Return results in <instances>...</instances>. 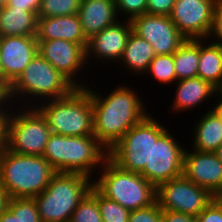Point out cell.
<instances>
[{
	"mask_svg": "<svg viewBox=\"0 0 222 222\" xmlns=\"http://www.w3.org/2000/svg\"><path fill=\"white\" fill-rule=\"evenodd\" d=\"M97 203L103 222H129L130 211L97 189Z\"/></svg>",
	"mask_w": 222,
	"mask_h": 222,
	"instance_id": "obj_29",
	"label": "cell"
},
{
	"mask_svg": "<svg viewBox=\"0 0 222 222\" xmlns=\"http://www.w3.org/2000/svg\"><path fill=\"white\" fill-rule=\"evenodd\" d=\"M196 222H222V197H215L196 217Z\"/></svg>",
	"mask_w": 222,
	"mask_h": 222,
	"instance_id": "obj_33",
	"label": "cell"
},
{
	"mask_svg": "<svg viewBox=\"0 0 222 222\" xmlns=\"http://www.w3.org/2000/svg\"><path fill=\"white\" fill-rule=\"evenodd\" d=\"M85 89L93 104V135L108 151L149 114L139 93L125 83H120L106 96L92 86Z\"/></svg>",
	"mask_w": 222,
	"mask_h": 222,
	"instance_id": "obj_1",
	"label": "cell"
},
{
	"mask_svg": "<svg viewBox=\"0 0 222 222\" xmlns=\"http://www.w3.org/2000/svg\"><path fill=\"white\" fill-rule=\"evenodd\" d=\"M75 88L50 62L37 53L23 73L11 84L6 95L13 106L16 104L20 107H34L38 101L40 103L65 97Z\"/></svg>",
	"mask_w": 222,
	"mask_h": 222,
	"instance_id": "obj_4",
	"label": "cell"
},
{
	"mask_svg": "<svg viewBox=\"0 0 222 222\" xmlns=\"http://www.w3.org/2000/svg\"><path fill=\"white\" fill-rule=\"evenodd\" d=\"M37 53L36 37H0V64L5 78L12 84Z\"/></svg>",
	"mask_w": 222,
	"mask_h": 222,
	"instance_id": "obj_17",
	"label": "cell"
},
{
	"mask_svg": "<svg viewBox=\"0 0 222 222\" xmlns=\"http://www.w3.org/2000/svg\"><path fill=\"white\" fill-rule=\"evenodd\" d=\"M0 222H20V220L7 208L0 216Z\"/></svg>",
	"mask_w": 222,
	"mask_h": 222,
	"instance_id": "obj_41",
	"label": "cell"
},
{
	"mask_svg": "<svg viewBox=\"0 0 222 222\" xmlns=\"http://www.w3.org/2000/svg\"><path fill=\"white\" fill-rule=\"evenodd\" d=\"M214 97L218 100L216 99L215 102L217 103L214 102V105H212L210 109L213 110L216 115L222 120V89L217 90Z\"/></svg>",
	"mask_w": 222,
	"mask_h": 222,
	"instance_id": "obj_39",
	"label": "cell"
},
{
	"mask_svg": "<svg viewBox=\"0 0 222 222\" xmlns=\"http://www.w3.org/2000/svg\"><path fill=\"white\" fill-rule=\"evenodd\" d=\"M37 42L38 53L76 88L88 86L87 80L80 78H83V71L89 68L86 62V50L81 45L63 39L37 40Z\"/></svg>",
	"mask_w": 222,
	"mask_h": 222,
	"instance_id": "obj_12",
	"label": "cell"
},
{
	"mask_svg": "<svg viewBox=\"0 0 222 222\" xmlns=\"http://www.w3.org/2000/svg\"><path fill=\"white\" fill-rule=\"evenodd\" d=\"M208 39L222 45V0L217 1L214 13L213 27Z\"/></svg>",
	"mask_w": 222,
	"mask_h": 222,
	"instance_id": "obj_36",
	"label": "cell"
},
{
	"mask_svg": "<svg viewBox=\"0 0 222 222\" xmlns=\"http://www.w3.org/2000/svg\"><path fill=\"white\" fill-rule=\"evenodd\" d=\"M174 88L173 102L171 103L172 112H186L198 108L201 104L215 96L218 90L210 82L202 80L200 77L186 78L176 81Z\"/></svg>",
	"mask_w": 222,
	"mask_h": 222,
	"instance_id": "obj_19",
	"label": "cell"
},
{
	"mask_svg": "<svg viewBox=\"0 0 222 222\" xmlns=\"http://www.w3.org/2000/svg\"><path fill=\"white\" fill-rule=\"evenodd\" d=\"M155 56L152 45L132 31L118 65H121L123 70L131 72L132 75L140 76L147 72L150 62Z\"/></svg>",
	"mask_w": 222,
	"mask_h": 222,
	"instance_id": "obj_22",
	"label": "cell"
},
{
	"mask_svg": "<svg viewBox=\"0 0 222 222\" xmlns=\"http://www.w3.org/2000/svg\"><path fill=\"white\" fill-rule=\"evenodd\" d=\"M5 93L0 89V98L4 95Z\"/></svg>",
	"mask_w": 222,
	"mask_h": 222,
	"instance_id": "obj_45",
	"label": "cell"
},
{
	"mask_svg": "<svg viewBox=\"0 0 222 222\" xmlns=\"http://www.w3.org/2000/svg\"><path fill=\"white\" fill-rule=\"evenodd\" d=\"M97 177L93 180V185L104 196L129 211L148 207L157 201L154 185L140 173L122 169L109 157Z\"/></svg>",
	"mask_w": 222,
	"mask_h": 222,
	"instance_id": "obj_6",
	"label": "cell"
},
{
	"mask_svg": "<svg viewBox=\"0 0 222 222\" xmlns=\"http://www.w3.org/2000/svg\"><path fill=\"white\" fill-rule=\"evenodd\" d=\"M9 0H0V9H2L3 7H5L7 5Z\"/></svg>",
	"mask_w": 222,
	"mask_h": 222,
	"instance_id": "obj_44",
	"label": "cell"
},
{
	"mask_svg": "<svg viewBox=\"0 0 222 222\" xmlns=\"http://www.w3.org/2000/svg\"><path fill=\"white\" fill-rule=\"evenodd\" d=\"M131 32L132 25L130 20L119 19L114 24L92 36L88 40L86 47L87 65H94L89 63L93 59H96L94 61L96 66L99 65V62L101 64L104 63L105 66L107 65L105 63L114 64L115 62V65L118 64Z\"/></svg>",
	"mask_w": 222,
	"mask_h": 222,
	"instance_id": "obj_15",
	"label": "cell"
},
{
	"mask_svg": "<svg viewBox=\"0 0 222 222\" xmlns=\"http://www.w3.org/2000/svg\"><path fill=\"white\" fill-rule=\"evenodd\" d=\"M192 126L191 148L201 152H214L222 144V120L209 108ZM197 124V125H196ZM194 127V128H193Z\"/></svg>",
	"mask_w": 222,
	"mask_h": 222,
	"instance_id": "obj_21",
	"label": "cell"
},
{
	"mask_svg": "<svg viewBox=\"0 0 222 222\" xmlns=\"http://www.w3.org/2000/svg\"><path fill=\"white\" fill-rule=\"evenodd\" d=\"M7 208L15 217H18L20 222H41L33 198H10Z\"/></svg>",
	"mask_w": 222,
	"mask_h": 222,
	"instance_id": "obj_30",
	"label": "cell"
},
{
	"mask_svg": "<svg viewBox=\"0 0 222 222\" xmlns=\"http://www.w3.org/2000/svg\"><path fill=\"white\" fill-rule=\"evenodd\" d=\"M42 156L56 172L80 173L93 178L108 158V150L94 135L63 136L52 133ZM92 173H96L95 176Z\"/></svg>",
	"mask_w": 222,
	"mask_h": 222,
	"instance_id": "obj_2",
	"label": "cell"
},
{
	"mask_svg": "<svg viewBox=\"0 0 222 222\" xmlns=\"http://www.w3.org/2000/svg\"><path fill=\"white\" fill-rule=\"evenodd\" d=\"M218 159L222 162V144L214 151Z\"/></svg>",
	"mask_w": 222,
	"mask_h": 222,
	"instance_id": "obj_43",
	"label": "cell"
},
{
	"mask_svg": "<svg viewBox=\"0 0 222 222\" xmlns=\"http://www.w3.org/2000/svg\"><path fill=\"white\" fill-rule=\"evenodd\" d=\"M132 31L147 40L156 55L174 54L186 40L169 16L145 13L130 20Z\"/></svg>",
	"mask_w": 222,
	"mask_h": 222,
	"instance_id": "obj_14",
	"label": "cell"
},
{
	"mask_svg": "<svg viewBox=\"0 0 222 222\" xmlns=\"http://www.w3.org/2000/svg\"><path fill=\"white\" fill-rule=\"evenodd\" d=\"M37 40L63 39L81 45L88 44L78 14L70 16L38 17Z\"/></svg>",
	"mask_w": 222,
	"mask_h": 222,
	"instance_id": "obj_18",
	"label": "cell"
},
{
	"mask_svg": "<svg viewBox=\"0 0 222 222\" xmlns=\"http://www.w3.org/2000/svg\"><path fill=\"white\" fill-rule=\"evenodd\" d=\"M93 180L85 174L57 172L47 188L33 198L41 222H70L72 213L92 188Z\"/></svg>",
	"mask_w": 222,
	"mask_h": 222,
	"instance_id": "obj_7",
	"label": "cell"
},
{
	"mask_svg": "<svg viewBox=\"0 0 222 222\" xmlns=\"http://www.w3.org/2000/svg\"><path fill=\"white\" fill-rule=\"evenodd\" d=\"M14 106L6 123L4 147L22 155L42 156L52 134L45 118L35 107Z\"/></svg>",
	"mask_w": 222,
	"mask_h": 222,
	"instance_id": "obj_8",
	"label": "cell"
},
{
	"mask_svg": "<svg viewBox=\"0 0 222 222\" xmlns=\"http://www.w3.org/2000/svg\"><path fill=\"white\" fill-rule=\"evenodd\" d=\"M56 173L43 156L0 149V185L10 198H34L47 188Z\"/></svg>",
	"mask_w": 222,
	"mask_h": 222,
	"instance_id": "obj_3",
	"label": "cell"
},
{
	"mask_svg": "<svg viewBox=\"0 0 222 222\" xmlns=\"http://www.w3.org/2000/svg\"><path fill=\"white\" fill-rule=\"evenodd\" d=\"M218 0H175L170 19L185 39H208Z\"/></svg>",
	"mask_w": 222,
	"mask_h": 222,
	"instance_id": "obj_13",
	"label": "cell"
},
{
	"mask_svg": "<svg viewBox=\"0 0 222 222\" xmlns=\"http://www.w3.org/2000/svg\"><path fill=\"white\" fill-rule=\"evenodd\" d=\"M11 86V83L5 78V75L3 73L1 64H0V89L7 94Z\"/></svg>",
	"mask_w": 222,
	"mask_h": 222,
	"instance_id": "obj_42",
	"label": "cell"
},
{
	"mask_svg": "<svg viewBox=\"0 0 222 222\" xmlns=\"http://www.w3.org/2000/svg\"><path fill=\"white\" fill-rule=\"evenodd\" d=\"M81 0H42L38 17L70 16L78 14Z\"/></svg>",
	"mask_w": 222,
	"mask_h": 222,
	"instance_id": "obj_28",
	"label": "cell"
},
{
	"mask_svg": "<svg viewBox=\"0 0 222 222\" xmlns=\"http://www.w3.org/2000/svg\"><path fill=\"white\" fill-rule=\"evenodd\" d=\"M41 1L42 0H9L6 6L12 9L34 12L38 15Z\"/></svg>",
	"mask_w": 222,
	"mask_h": 222,
	"instance_id": "obj_37",
	"label": "cell"
},
{
	"mask_svg": "<svg viewBox=\"0 0 222 222\" xmlns=\"http://www.w3.org/2000/svg\"><path fill=\"white\" fill-rule=\"evenodd\" d=\"M199 65V39H186L174 53L177 81L197 77Z\"/></svg>",
	"mask_w": 222,
	"mask_h": 222,
	"instance_id": "obj_25",
	"label": "cell"
},
{
	"mask_svg": "<svg viewBox=\"0 0 222 222\" xmlns=\"http://www.w3.org/2000/svg\"><path fill=\"white\" fill-rule=\"evenodd\" d=\"M199 39V65L197 77L222 89V45Z\"/></svg>",
	"mask_w": 222,
	"mask_h": 222,
	"instance_id": "obj_24",
	"label": "cell"
},
{
	"mask_svg": "<svg viewBox=\"0 0 222 222\" xmlns=\"http://www.w3.org/2000/svg\"><path fill=\"white\" fill-rule=\"evenodd\" d=\"M12 106V102L7 95L4 94L0 98V149L5 146L6 123Z\"/></svg>",
	"mask_w": 222,
	"mask_h": 222,
	"instance_id": "obj_34",
	"label": "cell"
},
{
	"mask_svg": "<svg viewBox=\"0 0 222 222\" xmlns=\"http://www.w3.org/2000/svg\"><path fill=\"white\" fill-rule=\"evenodd\" d=\"M70 222H103L97 203V188L94 185L72 213Z\"/></svg>",
	"mask_w": 222,
	"mask_h": 222,
	"instance_id": "obj_27",
	"label": "cell"
},
{
	"mask_svg": "<svg viewBox=\"0 0 222 222\" xmlns=\"http://www.w3.org/2000/svg\"><path fill=\"white\" fill-rule=\"evenodd\" d=\"M183 175L214 196L222 197V162L214 152H201L185 148Z\"/></svg>",
	"mask_w": 222,
	"mask_h": 222,
	"instance_id": "obj_16",
	"label": "cell"
},
{
	"mask_svg": "<svg viewBox=\"0 0 222 222\" xmlns=\"http://www.w3.org/2000/svg\"><path fill=\"white\" fill-rule=\"evenodd\" d=\"M157 203L162 210L198 216L216 197L208 189L196 185L184 175L156 188Z\"/></svg>",
	"mask_w": 222,
	"mask_h": 222,
	"instance_id": "obj_10",
	"label": "cell"
},
{
	"mask_svg": "<svg viewBox=\"0 0 222 222\" xmlns=\"http://www.w3.org/2000/svg\"><path fill=\"white\" fill-rule=\"evenodd\" d=\"M167 129L148 114L108 151V157L124 170L141 173L150 163L153 140H157Z\"/></svg>",
	"mask_w": 222,
	"mask_h": 222,
	"instance_id": "obj_9",
	"label": "cell"
},
{
	"mask_svg": "<svg viewBox=\"0 0 222 222\" xmlns=\"http://www.w3.org/2000/svg\"><path fill=\"white\" fill-rule=\"evenodd\" d=\"M167 129L151 144L150 163L140 173L156 188L169 180L183 175L185 146Z\"/></svg>",
	"mask_w": 222,
	"mask_h": 222,
	"instance_id": "obj_11",
	"label": "cell"
},
{
	"mask_svg": "<svg viewBox=\"0 0 222 222\" xmlns=\"http://www.w3.org/2000/svg\"><path fill=\"white\" fill-rule=\"evenodd\" d=\"M10 197L0 185V216L7 209Z\"/></svg>",
	"mask_w": 222,
	"mask_h": 222,
	"instance_id": "obj_40",
	"label": "cell"
},
{
	"mask_svg": "<svg viewBox=\"0 0 222 222\" xmlns=\"http://www.w3.org/2000/svg\"><path fill=\"white\" fill-rule=\"evenodd\" d=\"M129 222H162V209L156 201L148 207L132 210Z\"/></svg>",
	"mask_w": 222,
	"mask_h": 222,
	"instance_id": "obj_32",
	"label": "cell"
},
{
	"mask_svg": "<svg viewBox=\"0 0 222 222\" xmlns=\"http://www.w3.org/2000/svg\"><path fill=\"white\" fill-rule=\"evenodd\" d=\"M175 0H147V13L160 16H170Z\"/></svg>",
	"mask_w": 222,
	"mask_h": 222,
	"instance_id": "obj_35",
	"label": "cell"
},
{
	"mask_svg": "<svg viewBox=\"0 0 222 222\" xmlns=\"http://www.w3.org/2000/svg\"><path fill=\"white\" fill-rule=\"evenodd\" d=\"M78 16L88 40L119 20L115 0H81Z\"/></svg>",
	"mask_w": 222,
	"mask_h": 222,
	"instance_id": "obj_20",
	"label": "cell"
},
{
	"mask_svg": "<svg viewBox=\"0 0 222 222\" xmlns=\"http://www.w3.org/2000/svg\"><path fill=\"white\" fill-rule=\"evenodd\" d=\"M115 4L119 19L131 20L136 16L147 13V0H115Z\"/></svg>",
	"mask_w": 222,
	"mask_h": 222,
	"instance_id": "obj_31",
	"label": "cell"
},
{
	"mask_svg": "<svg viewBox=\"0 0 222 222\" xmlns=\"http://www.w3.org/2000/svg\"><path fill=\"white\" fill-rule=\"evenodd\" d=\"M38 15L34 12L3 7L0 9V37H36Z\"/></svg>",
	"mask_w": 222,
	"mask_h": 222,
	"instance_id": "obj_23",
	"label": "cell"
},
{
	"mask_svg": "<svg viewBox=\"0 0 222 222\" xmlns=\"http://www.w3.org/2000/svg\"><path fill=\"white\" fill-rule=\"evenodd\" d=\"M162 222H196V216L176 211L162 210Z\"/></svg>",
	"mask_w": 222,
	"mask_h": 222,
	"instance_id": "obj_38",
	"label": "cell"
},
{
	"mask_svg": "<svg viewBox=\"0 0 222 222\" xmlns=\"http://www.w3.org/2000/svg\"><path fill=\"white\" fill-rule=\"evenodd\" d=\"M34 106L45 118L51 133L63 136L93 135V104L85 88Z\"/></svg>",
	"mask_w": 222,
	"mask_h": 222,
	"instance_id": "obj_5",
	"label": "cell"
},
{
	"mask_svg": "<svg viewBox=\"0 0 222 222\" xmlns=\"http://www.w3.org/2000/svg\"><path fill=\"white\" fill-rule=\"evenodd\" d=\"M158 83L173 84L177 81L174 68V54L156 55L150 62L146 72Z\"/></svg>",
	"mask_w": 222,
	"mask_h": 222,
	"instance_id": "obj_26",
	"label": "cell"
}]
</instances>
